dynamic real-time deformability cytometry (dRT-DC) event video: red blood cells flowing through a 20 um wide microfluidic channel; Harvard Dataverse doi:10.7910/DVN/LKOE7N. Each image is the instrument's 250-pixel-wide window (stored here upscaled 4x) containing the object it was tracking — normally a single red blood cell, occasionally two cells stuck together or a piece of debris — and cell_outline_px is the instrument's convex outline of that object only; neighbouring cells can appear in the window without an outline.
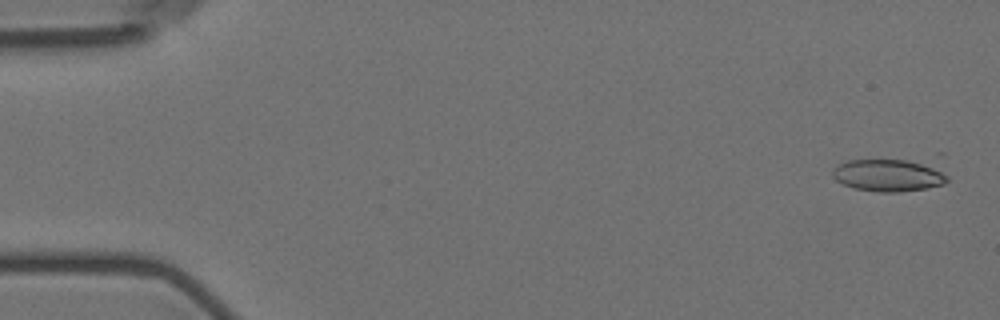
{"species": "Egyptian fruit bat (a non-hibernating species)", "species_latin": "Rousettus aegyptiacus", "temperature_condition": "room temperature", "stored_images_in_passage": 3, "camera_frame_rate_fps": 3000, "um_per_image_px": 0.085, "animal": {"sex": "female"}, "frame": {"image": 1, "passage_image": 1, "time_ms": 0.0, "image_size_px": [1000, 320], "cell_outline_px": [[948, 180], [944, 184], [924, 188], [900, 192], [880, 192], [852, 188], [836, 180], [832, 176], [832, 168], [848, 160], [880, 156], [908, 160], [932, 164], [948, 176]], "centroid_in_image_um": [75.49, 14.84], "position_along_channel_um": 9.5, "area_um2": 22.48}}